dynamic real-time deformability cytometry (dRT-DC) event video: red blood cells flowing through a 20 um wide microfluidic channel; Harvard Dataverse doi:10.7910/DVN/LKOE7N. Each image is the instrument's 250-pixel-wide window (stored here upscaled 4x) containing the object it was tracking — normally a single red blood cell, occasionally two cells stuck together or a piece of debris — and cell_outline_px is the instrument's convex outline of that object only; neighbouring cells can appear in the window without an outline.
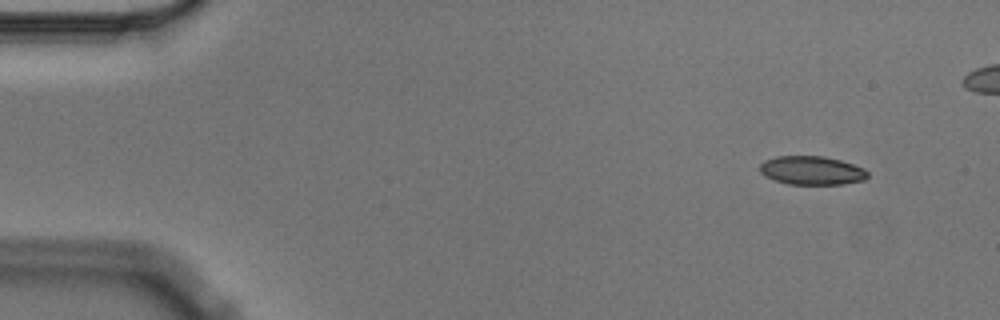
{"species": "Egyptian fruit bat (a non-hibernating species)", "species_latin": "Rousettus aegyptiacus", "temperature_condition": "cold", "stored_images_in_passage": 5, "camera_frame_rate_fps": 3000, "um_per_image_px": 0.085, "animal": {"sex": "male"}, "frame": {"image": 1, "passage_image": 1, "time_ms": 0.0, "image_size_px": [1000, 320], "cell_outline_px": [[868, 176], [864, 180], [844, 184], [788, 184], [772, 180], [764, 176], [760, 172], [760, 164], [764, 160], [776, 156], [824, 156], [840, 160], [864, 168], [868, 172]], "centroid_in_image_um": [68.97, 14.49], "position_along_channel_um": 16.0, "area_um2": 18.15}}